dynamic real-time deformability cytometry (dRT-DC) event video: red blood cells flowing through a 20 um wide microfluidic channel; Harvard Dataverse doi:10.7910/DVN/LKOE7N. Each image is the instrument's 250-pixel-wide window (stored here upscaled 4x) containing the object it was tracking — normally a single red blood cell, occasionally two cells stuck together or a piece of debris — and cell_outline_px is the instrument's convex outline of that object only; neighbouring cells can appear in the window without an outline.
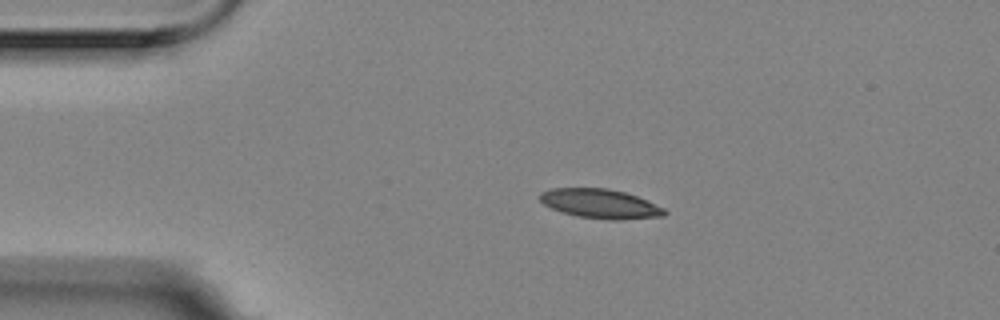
{"species": "Egyptian fruit bat (a non-hibernating species)", "species_latin": "Rousettus aegyptiacus", "temperature_condition": "room temperature", "stored_images_in_passage": 4, "camera_frame_rate_fps": 3000, "um_per_image_px": 0.085, "animal": {"sex": "female"}, "frame": {"image": 1, "passage_image": 2, "time_ms": 0.333, "image_size_px": [1000, 320], "cell_outline_px": [[668, 212], [664, 216], [620, 220], [608, 220], [576, 216], [560, 212], [544, 204], [540, 200], [540, 192], [552, 188], [608, 188], [624, 192], [636, 196], [664, 208]], "centroid_in_image_um": [51.01, 17.32], "position_along_channel_um": 34.0, "area_um2": 21.33}}